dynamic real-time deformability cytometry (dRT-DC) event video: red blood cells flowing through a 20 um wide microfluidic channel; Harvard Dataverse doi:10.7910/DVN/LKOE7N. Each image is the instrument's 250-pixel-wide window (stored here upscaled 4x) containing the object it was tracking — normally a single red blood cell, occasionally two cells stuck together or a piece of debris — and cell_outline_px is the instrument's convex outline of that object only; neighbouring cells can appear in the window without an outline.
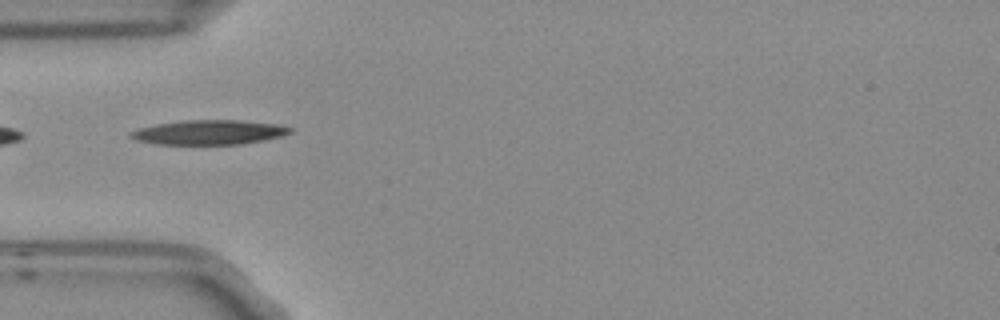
{"species": "Egyptian fruit bat (a non-hibernating species)", "species_latin": "Rousettus aegyptiacus", "temperature_condition": "room temperature", "stored_images_in_passage": 4, "camera_frame_rate_fps": 3000, "um_per_image_px": 0.085, "frame": {"image": 1, "passage_image": 1, "time_ms": 0.0, "image_size_px": [1000, 320], "cell_outline_px": [[292, 132], [280, 136], [240, 144], [156, 144], [136, 140], [128, 136], [132, 132], [140, 128], [156, 124], [184, 120], [240, 120], [280, 124], [292, 128]], "centroid_in_image_um": [17.77, 11.24], "position_along_channel_um": 67.2, "area_um2": 22.6}}